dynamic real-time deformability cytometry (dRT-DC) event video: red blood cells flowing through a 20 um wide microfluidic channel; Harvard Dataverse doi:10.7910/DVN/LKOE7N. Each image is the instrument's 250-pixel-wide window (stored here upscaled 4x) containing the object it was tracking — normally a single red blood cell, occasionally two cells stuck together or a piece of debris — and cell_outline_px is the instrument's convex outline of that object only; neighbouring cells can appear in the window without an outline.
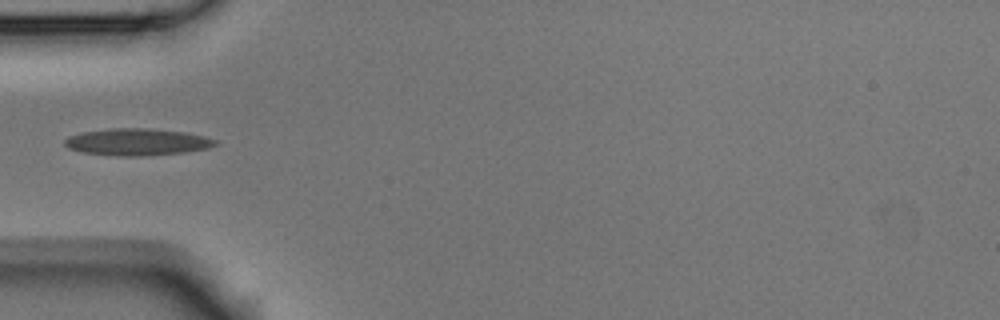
{"species": "Egyptian fruit bat (a non-hibernating species)", "species_latin": "Rousettus aegyptiacus", "temperature_condition": "room temperature", "stored_images_in_passage": 1, "camera_frame_rate_fps": 3000, "um_per_image_px": 0.085, "animal": {"sex": "male"}, "frame": {"image": 1, "passage_image": 1, "time_ms": 0.0, "image_size_px": [1000, 320], "cell_outline_px": [[216, 144], [208, 148], [184, 152], [140, 156], [120, 156], [84, 152], [68, 148], [64, 144], [64, 140], [68, 136], [84, 132], [112, 128], [148, 128], [184, 132], [204, 136], [216, 140]], "centroid_in_image_um": [11.64, 12.06], "position_along_channel_um": 73.4, "area_um2": 23.35}}